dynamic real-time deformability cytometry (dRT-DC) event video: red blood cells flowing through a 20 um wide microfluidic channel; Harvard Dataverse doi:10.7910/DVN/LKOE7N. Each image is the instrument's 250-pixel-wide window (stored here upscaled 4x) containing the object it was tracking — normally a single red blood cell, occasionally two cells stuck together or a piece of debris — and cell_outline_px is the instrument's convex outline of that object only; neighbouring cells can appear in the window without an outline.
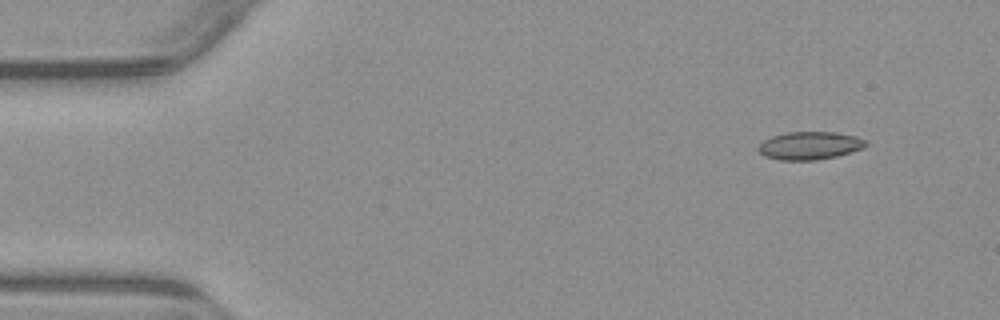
{"species": "common noctule bat (a hibernating species)", "species_latin": "Nyctalus noctula", "temperature_condition": "warm", "stored_images_in_passage": 6, "camera_frame_rate_fps": 3000, "um_per_image_px": 0.085, "animal": {"sex": "male", "body_mass_g": 23.1, "forearm_length_mm": 52.7}, "frame": {"image": 1, "passage_image": 6, "time_ms": 6.0, "image_size_px": [1000, 320], "cell_outline_px": [[868, 144], [864, 148], [836, 156], [816, 160], [780, 160], [764, 156], [756, 148], [764, 140], [772, 136], [784, 132], [836, 132], [856, 136], [864, 140]], "centroid_in_image_um": [68.81, 12.37], "position_along_channel_um": 16.2, "area_um2": 17.51}}